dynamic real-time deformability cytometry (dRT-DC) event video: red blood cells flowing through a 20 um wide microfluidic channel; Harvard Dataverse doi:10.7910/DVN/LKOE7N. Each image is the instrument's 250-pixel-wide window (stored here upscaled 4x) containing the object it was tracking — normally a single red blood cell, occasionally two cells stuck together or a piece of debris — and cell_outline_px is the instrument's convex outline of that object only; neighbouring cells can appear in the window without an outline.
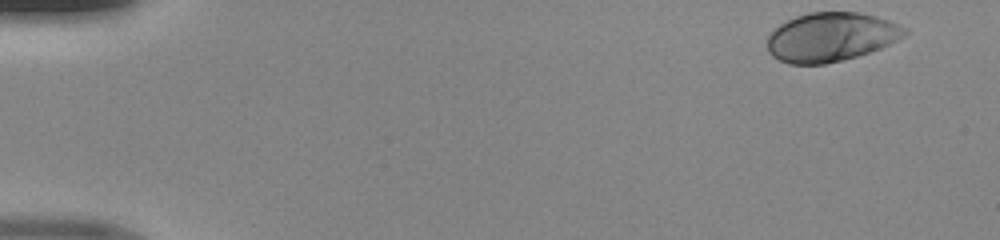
{"species": "human", "species_latin": "Homo sapiens", "temperature_condition": "room temperature", "stored_images_in_passage": 13, "camera_frame_rate_fps": 3000, "um_per_image_px": 0.085, "donor": {"sex": "male"}, "frame": {"image": 1, "passage_image": 1, "time_ms": 0.0, "image_size_px": [1000, 240], "cell_outline_px": [[908, 32], [888, 44], [880, 48], [856, 56], [824, 64], [788, 64], [772, 56], [768, 52], [768, 36], [780, 24], [796, 16], [812, 12], [856, 12], [872, 16], [896, 24]], "centroid_in_image_um": [70.55, 3.16], "position_along_channel_um": 14.4, "area_um2": 38.32}}
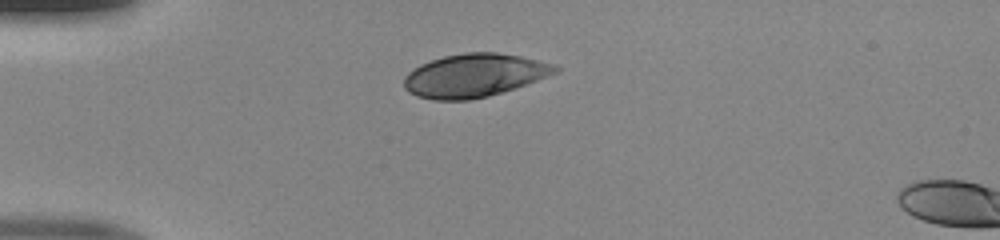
{"frame": {"image": 2, "passage_image": 11, "time_ms": 3.333, "image_size_px": [1000, 240], "cell_outline_px": [[560, 68], [556, 72], [536, 80], [488, 96], [468, 100], [436, 100], [416, 96], [408, 92], [404, 88], [404, 76], [408, 72], [420, 64], [444, 56], [464, 52], [496, 52], [520, 56], [536, 60]], "centroid_in_image_um": [40.22, 6.41], "position_along_channel_um": 44.8, "area_um2": 37.57}}